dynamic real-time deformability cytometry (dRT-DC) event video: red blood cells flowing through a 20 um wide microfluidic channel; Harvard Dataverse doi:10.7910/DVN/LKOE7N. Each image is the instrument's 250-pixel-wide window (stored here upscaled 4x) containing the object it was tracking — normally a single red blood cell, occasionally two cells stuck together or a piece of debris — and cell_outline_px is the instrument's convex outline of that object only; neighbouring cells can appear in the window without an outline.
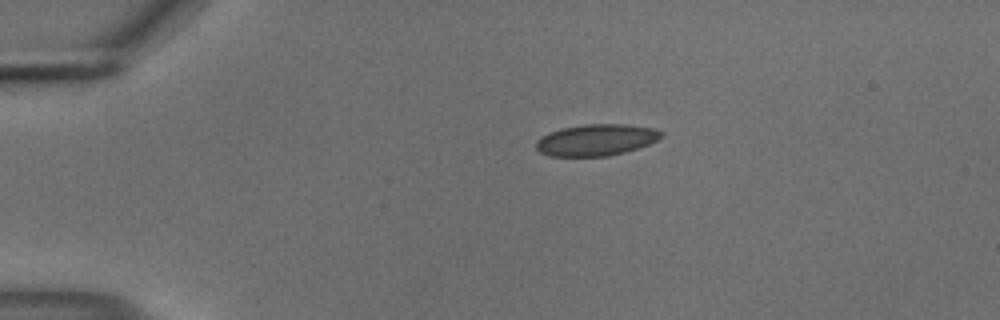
{"species": "common noctule bat (a hibernating species)", "species_latin": "Nyctalus noctula", "temperature_condition": "cold", "stored_images_in_passage": 44, "camera_frame_rate_fps": 3000, "um_per_image_px": 0.085, "animal": {"sex": "male", "body_mass_g": 18.8}, "frame": {"image": 1, "passage_image": 1, "time_ms": 0.0, "image_size_px": [1000, 320], "cell_outline_px": [[664, 136], [648, 144], [624, 152], [608, 156], [548, 156], [540, 152], [536, 148], [536, 140], [540, 136], [548, 132], [564, 128], [584, 124], [628, 124], [652, 128], [664, 132]], "centroid_in_image_um": [50.66, 11.89], "position_along_channel_um": 34.3, "area_um2": 23.0}}
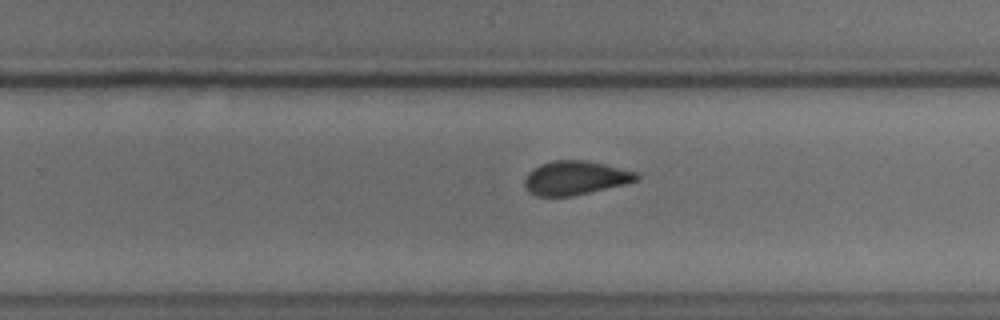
{"frame": {"image": 2, "passage_image": 25, "time_ms": 8.0, "image_size_px": [1000, 320], "cell_outline_px": [[640, 176], [636, 180], [624, 184], [572, 196], [536, 196], [528, 192], [524, 184], [524, 180], [528, 172], [532, 168], [540, 164], [552, 160], [584, 160], [604, 164], [636, 172]], "centroid_in_image_um": [48.84, 15.12], "position_along_channel_um": 281.0, "area_um2": 22.02}}
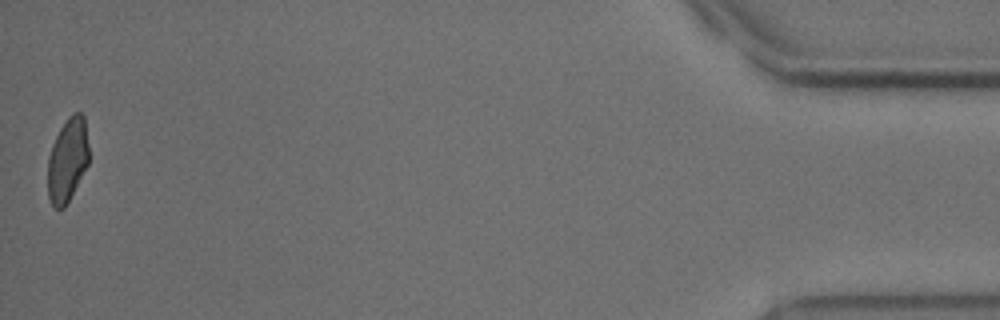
{"frame": {"image": 3, "passage_image": 44, "time_ms": 14.333, "image_size_px": [1000, 320], "cell_outline_px": [[88, 164], [64, 208], [56, 208], [52, 204], [48, 196], [48, 156], [52, 144], [60, 128], [68, 116], [72, 112], [80, 112], [84, 116], [88, 144]], "centroid_in_image_um": [5.73, 13.56], "position_along_channel_um": 429.5, "area_um2": 19.94}, "authors_computed_cell_mechanics": {"area_um2": 22.5131, "velocity_mm_per_s": 3.6927, "shape_relaxation_time_tau1_ms": null, "shape_relaxation_time_tau2_ms": 1.7156, "deformation_change_tau1": null, "deformation_change_tau2": 0.0648}}